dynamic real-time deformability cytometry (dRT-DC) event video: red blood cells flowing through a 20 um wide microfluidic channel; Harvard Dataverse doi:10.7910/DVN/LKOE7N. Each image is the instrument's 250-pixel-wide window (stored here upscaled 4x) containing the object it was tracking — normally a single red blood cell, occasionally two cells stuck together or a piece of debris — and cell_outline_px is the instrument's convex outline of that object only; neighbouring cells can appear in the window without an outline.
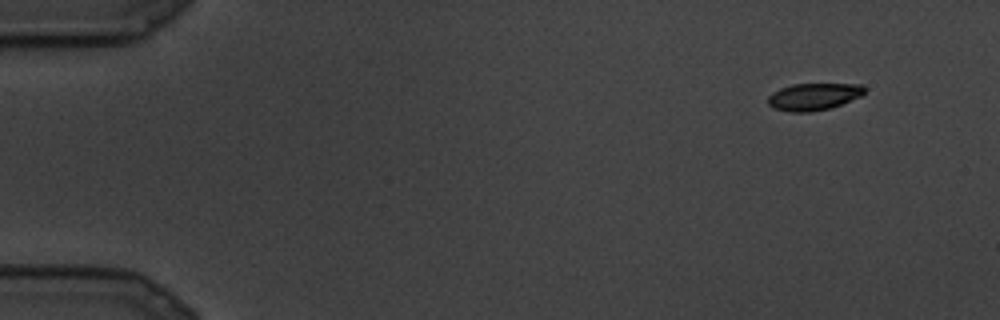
{"species": "common noctule bat (a hibernating species)", "species_latin": "Nyctalus noctula", "temperature_condition": "cold", "stored_images_in_passage": 7, "camera_frame_rate_fps": 3000, "um_per_image_px": 0.085, "animal": {"sex": "male", "body_mass_g": 19.5, "forearm_length_mm": 54.6}, "frame": {"image": 1, "passage_image": 1, "time_ms": 0.0, "image_size_px": [1000, 320], "cell_outline_px": [[864, 92], [860, 96], [832, 108], [812, 112], [792, 112], [772, 108], [768, 104], [768, 96], [772, 92], [780, 88], [792, 84], [860, 84], [864, 88]], "centroid_in_image_um": [69.11, 8.22], "position_along_channel_um": 15.9, "area_um2": 15.26}}
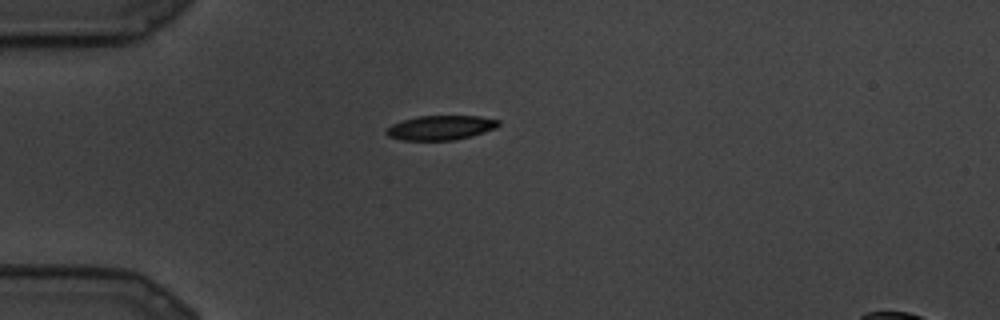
{"frame": {"image": 2, "passage_image": 6, "time_ms": 1.667, "image_size_px": [1000, 320], "cell_outline_px": [[500, 124], [496, 128], [472, 136], [452, 140], [400, 140], [388, 136], [384, 132], [392, 124], [416, 116], [480, 116], [500, 120]], "centroid_in_image_um": [37.46, 10.85], "position_along_channel_um": 47.5, "area_um2": 16.01}}